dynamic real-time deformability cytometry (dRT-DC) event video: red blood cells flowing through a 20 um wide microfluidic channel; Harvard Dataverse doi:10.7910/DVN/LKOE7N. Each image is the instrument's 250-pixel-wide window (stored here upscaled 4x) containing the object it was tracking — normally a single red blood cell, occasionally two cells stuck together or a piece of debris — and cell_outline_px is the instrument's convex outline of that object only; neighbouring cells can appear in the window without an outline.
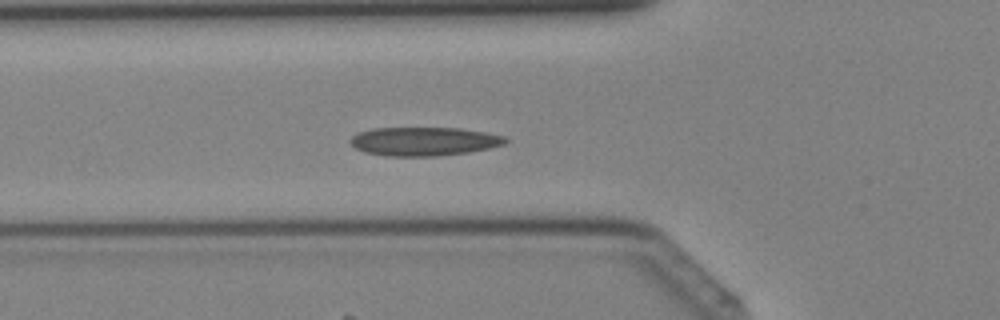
{"species": "Egyptian fruit bat (a non-hibernating species)", "species_latin": "Rousettus aegyptiacus", "temperature_condition": "cold", "stored_images_in_passage": 29, "camera_frame_rate_fps": 3000, "um_per_image_px": 0.085, "animal": {"sex": "female"}, "frame": {"image": 1, "passage_image": 2, "time_ms": 0.333, "image_size_px": [1000, 320], "cell_outline_px": [[508, 140], [504, 144], [488, 148], [468, 152], [436, 156], [384, 156], [364, 152], [356, 148], [348, 140], [356, 132], [372, 128], [460, 128], [484, 132], [504, 136]], "centroid_in_image_um": [35.98, 12.01], "position_along_channel_um": 89.8, "area_um2": 25.95}}
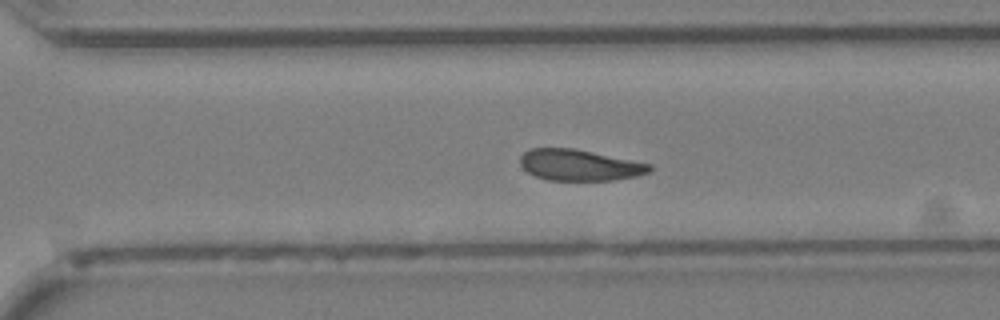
{"frame": {"image": 2, "passage_image": 16, "time_ms": 5.0, "image_size_px": [1000, 320], "cell_outline_px": [[652, 172], [636, 176], [612, 180], [548, 180], [536, 176], [528, 172], [520, 164], [520, 156], [528, 148], [572, 148], [652, 164]], "centroid_in_image_um": [49.26, 14.03], "position_along_channel_um": 321.3, "area_um2": 23.41}}
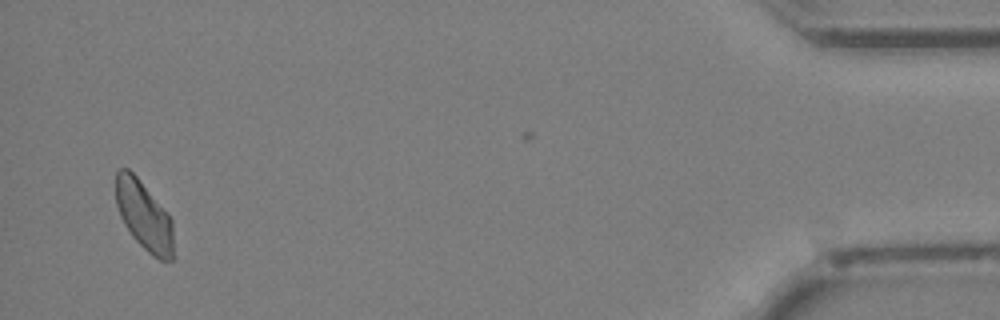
{"frame": {"image": 3, "passage_image": 27, "time_ms": 8.667, "image_size_px": [1000, 320], "cell_outline_px": [[172, 260], [160, 260], [152, 256], [132, 236], [124, 224], [120, 216], [116, 204], [116, 172], [120, 168], [128, 168], [136, 176], [168, 212], [172, 220]], "centroid_in_image_um": [12.23, 18.31], "position_along_channel_um": 423.0, "area_um2": 23.06}}